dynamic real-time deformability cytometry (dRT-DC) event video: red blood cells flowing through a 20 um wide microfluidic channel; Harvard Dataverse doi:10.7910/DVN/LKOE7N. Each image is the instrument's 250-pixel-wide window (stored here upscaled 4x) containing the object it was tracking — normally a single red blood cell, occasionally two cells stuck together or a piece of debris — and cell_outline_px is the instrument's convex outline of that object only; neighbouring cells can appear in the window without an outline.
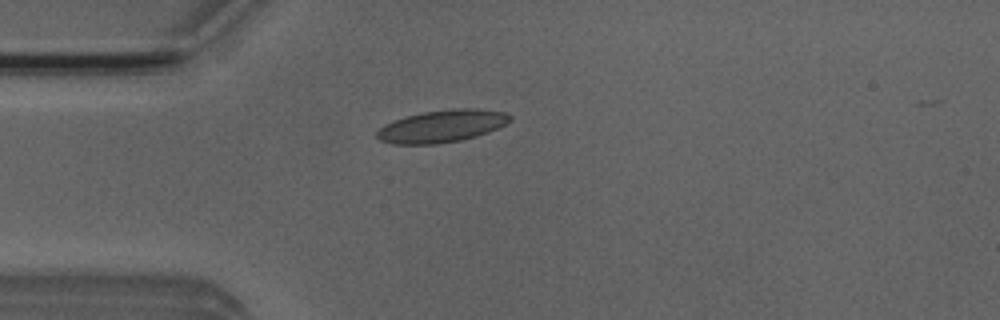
{"species": "Egyptian fruit bat (a non-hibernating species)", "species_latin": "Rousettus aegyptiacus", "temperature_condition": "room temperature", "stored_images_in_passage": 4, "camera_frame_rate_fps": 3000, "um_per_image_px": 0.085, "animal": {"sex": "male"}, "frame": {"image": 1, "passage_image": 4, "time_ms": 3.333, "image_size_px": [1000, 320], "cell_outline_px": [[512, 120], [488, 132], [476, 136], [460, 140], [436, 144], [392, 144], [380, 140], [376, 136], [376, 132], [384, 124], [392, 120], [424, 112], [452, 108], [476, 108], [504, 112], [512, 116]], "centroid_in_image_um": [37.54, 10.72], "position_along_channel_um": 47.5, "area_um2": 25.03}}